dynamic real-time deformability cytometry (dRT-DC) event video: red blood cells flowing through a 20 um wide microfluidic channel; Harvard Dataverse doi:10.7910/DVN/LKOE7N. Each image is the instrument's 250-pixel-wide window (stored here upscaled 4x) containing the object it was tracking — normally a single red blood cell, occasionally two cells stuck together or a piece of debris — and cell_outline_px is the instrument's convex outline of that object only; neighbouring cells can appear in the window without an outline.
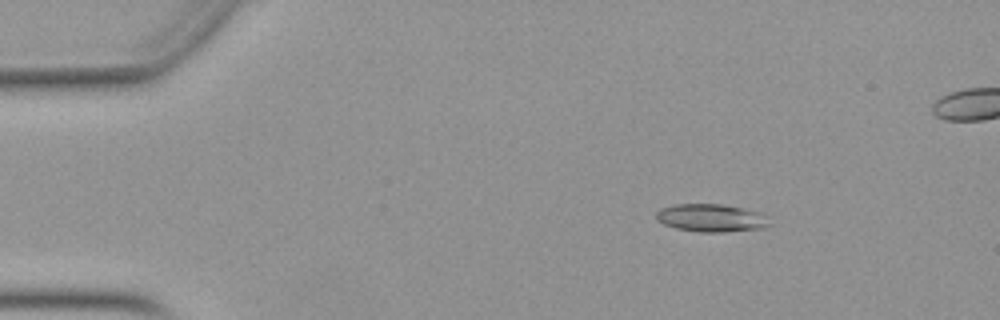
{"species": "Egyptian fruit bat (a non-hibernating species)", "species_latin": "Rousettus aegyptiacus", "temperature_condition": "warm", "stored_images_in_passage": 52, "camera_frame_rate_fps": 3000, "um_per_image_px": 0.085, "animal": {"sex": "female"}, "frame": {"image": 1, "passage_image": 8, "time_ms": 2.333, "image_size_px": [1000, 320], "cell_outline_px": [[772, 224], [764, 228], [724, 232], [700, 232], [676, 228], [664, 224], [656, 220], [656, 212], [660, 208], [676, 204], [720, 204], [740, 208], [756, 212], [768, 216]], "centroid_in_image_um": [60.45, 18.53], "position_along_channel_um": 24.5, "area_um2": 18.38}}
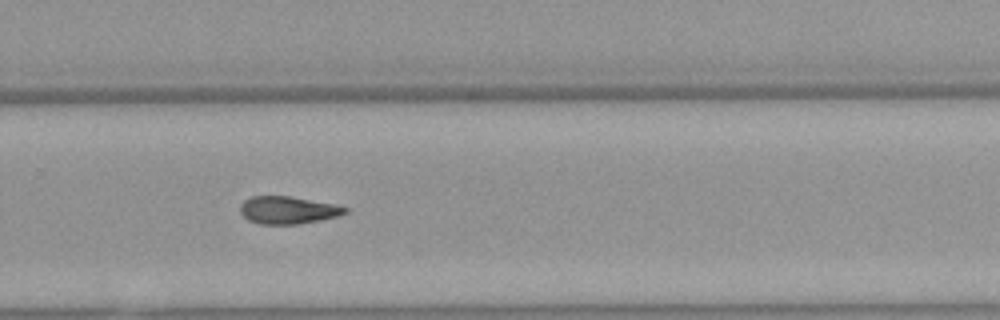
{"frame": {"image": 2, "passage_image": 35, "time_ms": 11.333, "image_size_px": [1000, 320], "cell_outline_px": [[348, 212], [336, 216], [320, 220], [300, 224], [260, 224], [248, 220], [240, 212], [240, 204], [244, 200], [252, 196], [288, 196], [336, 204], [348, 208]], "centroid_in_image_um": [24.46, 17.86], "position_along_channel_um": 305.3, "area_um2": 16.82}}
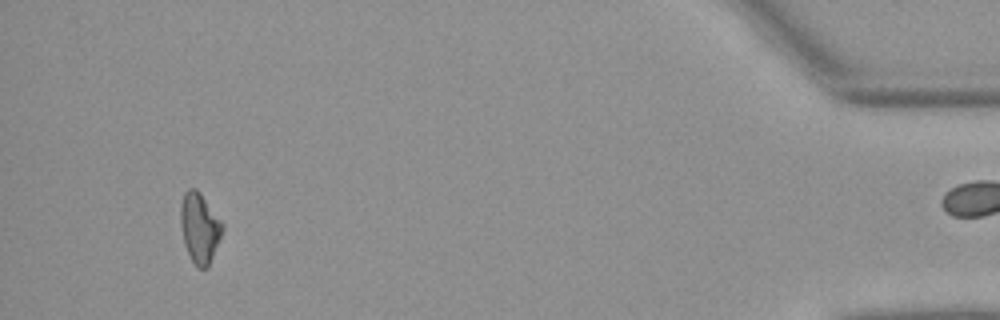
{"frame": {"image": 3, "passage_image": 49, "time_ms": 16.0, "image_size_px": [1000, 320], "cell_outline_px": [[224, 228], [208, 268], [196, 268], [184, 244], [180, 224], [180, 204], [184, 192], [188, 188], [196, 188], [200, 192], [224, 224]], "centroid_in_image_um": [16.96, 19.35], "position_along_channel_um": 418.2, "area_um2": 17.22}}